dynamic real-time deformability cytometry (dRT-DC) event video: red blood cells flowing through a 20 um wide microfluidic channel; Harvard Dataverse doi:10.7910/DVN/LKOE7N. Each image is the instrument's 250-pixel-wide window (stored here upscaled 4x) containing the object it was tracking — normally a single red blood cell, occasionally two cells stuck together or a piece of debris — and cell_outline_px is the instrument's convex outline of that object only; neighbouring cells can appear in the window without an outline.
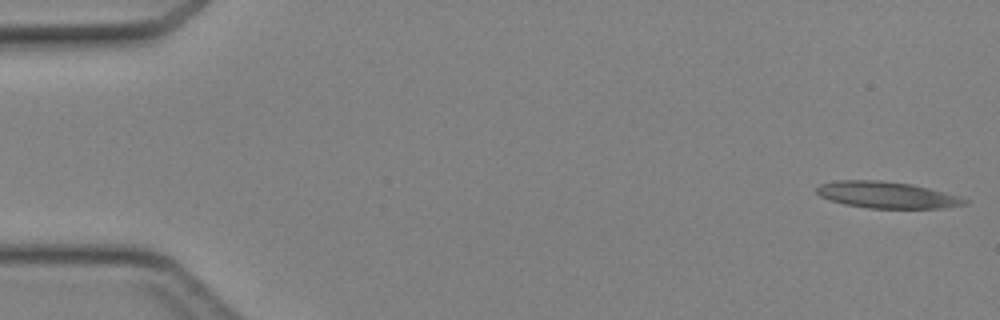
{"species": "Egyptian fruit bat (a non-hibernating species)", "species_latin": "Rousettus aegyptiacus", "temperature_condition": "cold", "stored_images_in_passage": 45, "camera_frame_rate_fps": 3000, "um_per_image_px": 0.085, "animal": {"sex": "female"}, "frame": {"image": 1, "passage_image": 1, "time_ms": 0.0, "image_size_px": [1000, 320], "cell_outline_px": [[968, 204], [940, 208], [868, 208], [844, 204], [828, 200], [820, 196], [816, 192], [816, 188], [820, 184], [836, 180], [880, 180], [912, 184], [960, 196], [968, 200]], "centroid_in_image_um": [75.36, 16.56], "position_along_channel_um": 9.6, "area_um2": 22.95}}
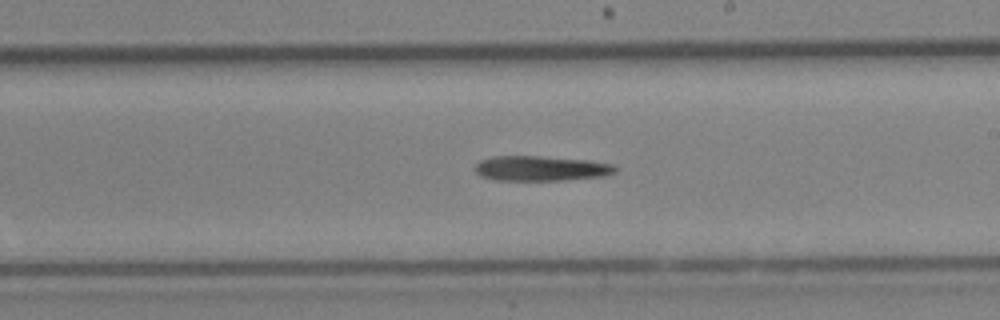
{"frame": {"image": 2, "passage_image": 26, "time_ms": 8.333, "image_size_px": [1000, 320], "cell_outline_px": [[616, 172], [608, 176], [564, 180], [496, 180], [480, 176], [476, 172], [476, 164], [480, 160], [492, 156], [540, 156], [588, 160], [612, 164], [616, 168]], "centroid_in_image_um": [46.0, 14.31], "position_along_channel_um": 243.0, "area_um2": 20.52}}
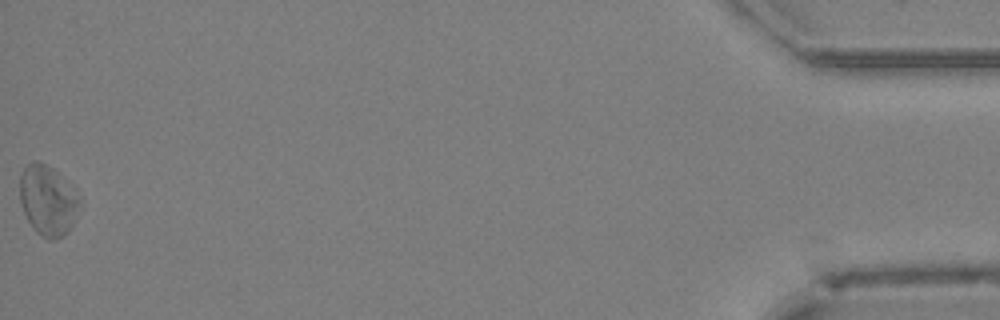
{"frame": {"image": 3, "passage_image": 45, "time_ms": 14.667, "image_size_px": [1000, 320], "cell_outline_px": [[80, 200], [72, 224], [68, 232], [64, 236], [52, 240], [48, 240], [36, 232], [28, 220], [20, 204], [20, 176], [24, 168], [32, 160], [40, 160], [52, 168], [76, 188]], "centroid_in_image_um": [4.06, 17.01], "position_along_channel_um": 431.1, "area_um2": 24.57}}